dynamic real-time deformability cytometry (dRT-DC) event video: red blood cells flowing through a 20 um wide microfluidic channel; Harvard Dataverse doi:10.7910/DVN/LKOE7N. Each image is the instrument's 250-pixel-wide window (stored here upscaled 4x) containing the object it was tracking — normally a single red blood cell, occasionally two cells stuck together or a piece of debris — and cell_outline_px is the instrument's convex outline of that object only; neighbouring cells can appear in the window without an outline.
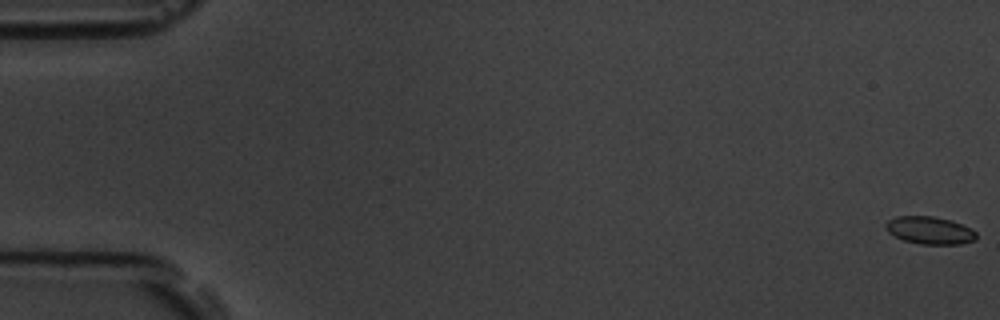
{"species": "common noctule bat (a hibernating species)", "species_latin": "Nyctalus noctula", "temperature_condition": "room temperature", "stored_images_in_passage": 6, "camera_frame_rate_fps": 3000, "um_per_image_px": 0.085, "animal": {"sex": "male", "body_mass_g": 19.5, "forearm_length_mm": 54.6}, "frame": {"image": 1, "passage_image": 1, "time_ms": 0.0, "image_size_px": [1000, 320], "cell_outline_px": [[976, 240], [960, 244], [920, 244], [904, 240], [888, 232], [884, 224], [888, 220], [896, 216], [932, 216], [952, 220], [976, 232]], "centroid_in_image_um": [79.01, 19.57], "position_along_channel_um": 6.0, "area_um2": 14.45}}
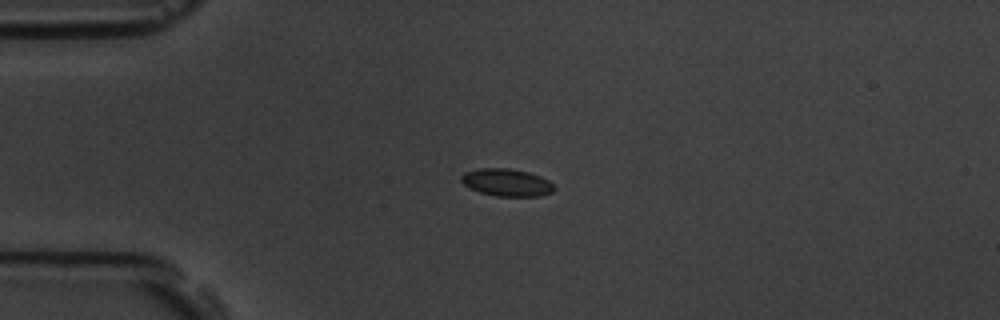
{"frame": {"image": 2, "passage_image": 5, "time_ms": 4.667, "image_size_px": [1000, 320], "cell_outline_px": [[556, 188], [552, 192], [540, 196], [496, 196], [480, 192], [468, 188], [460, 180], [460, 176], [464, 172], [480, 168], [508, 168], [528, 172], [540, 176], [548, 180]], "centroid_in_image_um": [43.05, 15.51], "position_along_channel_um": 42.0, "area_um2": 14.91}}